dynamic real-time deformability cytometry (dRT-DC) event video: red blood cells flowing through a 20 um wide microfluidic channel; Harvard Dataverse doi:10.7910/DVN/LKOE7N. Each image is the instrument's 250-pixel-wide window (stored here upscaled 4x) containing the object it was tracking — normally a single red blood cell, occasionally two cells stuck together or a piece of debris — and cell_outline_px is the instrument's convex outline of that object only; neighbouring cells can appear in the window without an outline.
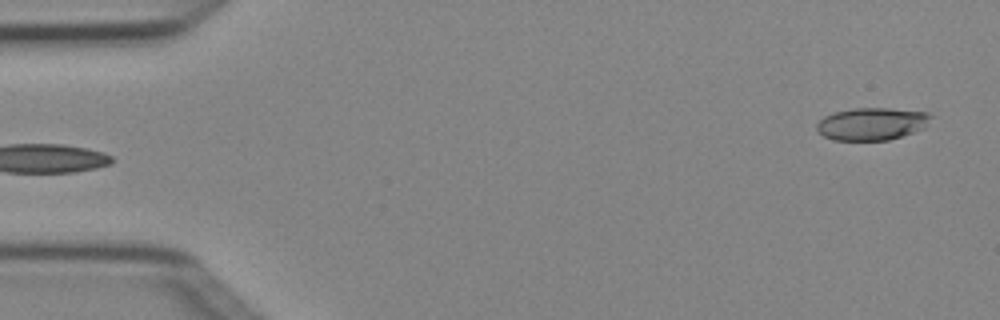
{"species": "Egyptian fruit bat (a non-hibernating species)", "species_latin": "Rousettus aegyptiacus", "temperature_condition": "cold", "stored_images_in_passage": 5, "segment_of_instrument_passage": [2, 2], "camera_frame_rate_fps": 3000, "um_per_image_px": 0.085, "animal": {"sex": "female"}, "frame": {"image": 1, "passage_image": 5, "time_ms": 1.333, "image_size_px": [1000, 320], "cell_outline_px": [[932, 116], [924, 128], [888, 140], [832, 140], [824, 136], [816, 128], [816, 124], [824, 116], [832, 112], [852, 108], [888, 108], [928, 112]], "centroid_in_image_um": [74.08, 10.51], "position_along_channel_um": 10.9, "area_um2": 21.56}}